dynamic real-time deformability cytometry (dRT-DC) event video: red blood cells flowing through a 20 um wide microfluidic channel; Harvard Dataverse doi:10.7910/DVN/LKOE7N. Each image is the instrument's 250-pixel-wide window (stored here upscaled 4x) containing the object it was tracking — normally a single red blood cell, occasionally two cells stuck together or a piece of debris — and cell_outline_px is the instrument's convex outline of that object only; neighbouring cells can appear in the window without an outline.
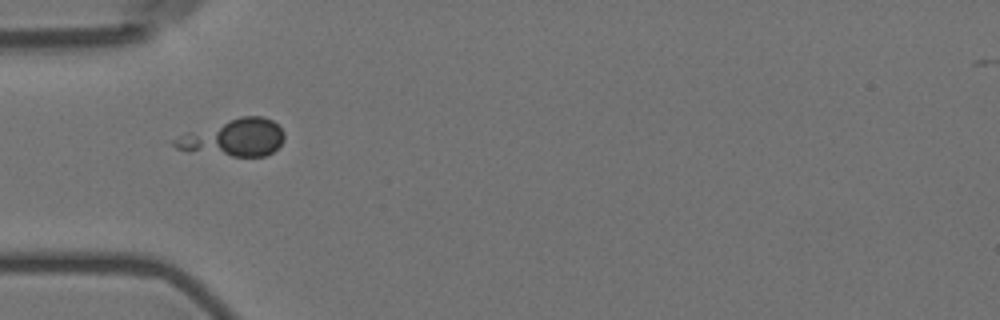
{"species": "Egyptian fruit bat (a non-hibernating species)", "species_latin": "Rousettus aegyptiacus", "temperature_condition": "room temperature", "stored_images_in_passage": 8, "camera_frame_rate_fps": 3000, "um_per_image_px": 0.085, "animal": {"sex": "female"}, "frame": {"image": 1, "passage_image": 6, "time_ms": 6.0, "image_size_px": [1000, 320], "cell_outline_px": [[284, 140], [272, 152], [264, 156], [232, 156], [188, 152], [176, 148], [172, 144], [172, 140], [188, 132], [240, 116], [264, 116], [272, 120], [284, 132]], "centroid_in_image_um": [19.88, 11.71], "position_along_channel_um": 65.1, "area_um2": 23.64}}